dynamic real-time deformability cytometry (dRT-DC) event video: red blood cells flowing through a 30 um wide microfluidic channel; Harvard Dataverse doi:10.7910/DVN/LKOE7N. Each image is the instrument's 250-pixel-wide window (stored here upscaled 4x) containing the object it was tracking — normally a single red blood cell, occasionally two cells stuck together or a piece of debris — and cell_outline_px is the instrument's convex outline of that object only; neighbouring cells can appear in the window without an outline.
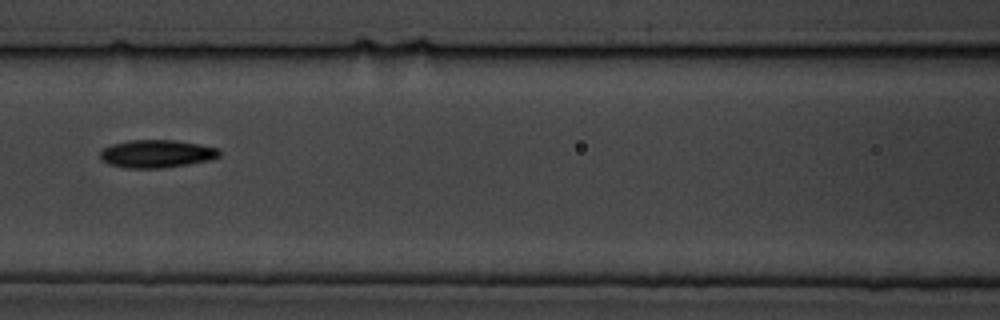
{"species": "common noctule bat (a hibernating species)", "species_latin": "Nyctalus noctula", "temperature_condition": "cold", "stored_images_in_passage": 16, "camera_frame_rate_fps": 3000, "um_per_image_px": 0.085, "animal": {"sex": "male", "body_mass_g": 19.5, "forearm_length_mm": 54.6}, "frame": {"image": 1, "passage_image": 8, "time_ms": 9.0, "image_size_px": [1000, 320], "cell_outline_px": [[220, 156], [212, 160], [188, 164], [160, 168], [128, 168], [108, 164], [100, 160], [100, 152], [104, 148], [112, 144], [128, 140], [172, 140], [200, 144], [220, 148]], "centroid_in_image_um": [13.33, 13.07], "position_along_channel_um": 153.3, "area_um2": 19.48}}
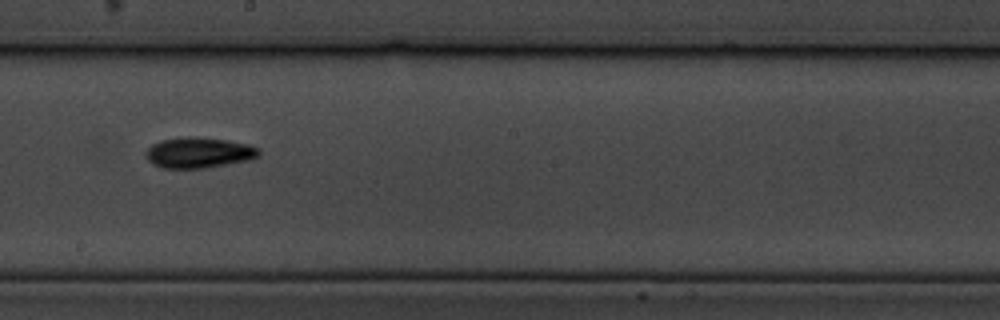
{"frame": {"image": 2, "passage_image": 10, "time_ms": 11.333, "image_size_px": [1000, 320], "cell_outline_px": [[260, 156], [248, 160], [204, 168], [164, 168], [152, 164], [148, 160], [144, 152], [152, 144], [160, 140], [196, 136], [228, 140], [248, 144], [260, 148]], "centroid_in_image_um": [16.9, 12.97], "position_along_channel_um": 231.3, "area_um2": 20.23}}
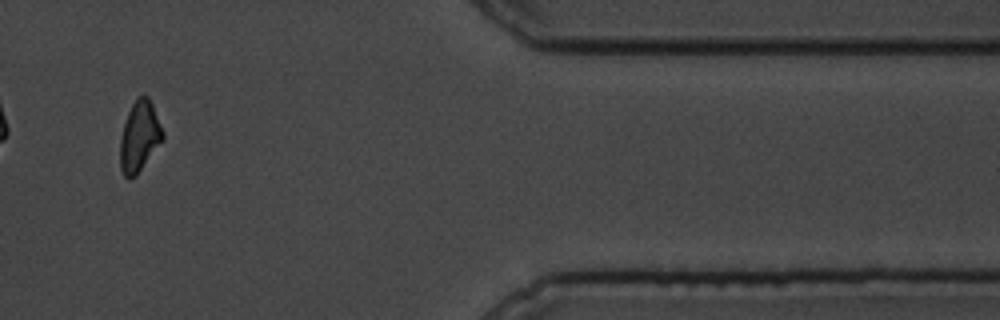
{"frame": {"image": 3, "passage_image": 15, "time_ms": 17.333, "image_size_px": [1000, 320], "cell_outline_px": [[164, 140], [136, 176], [128, 180], [124, 176], [120, 168], [120, 140], [124, 124], [128, 112], [136, 96], [148, 96], [152, 104], [164, 132]], "centroid_in_image_um": [11.86, 11.63], "position_along_channel_um": 399.5, "area_um2": 17.69}}